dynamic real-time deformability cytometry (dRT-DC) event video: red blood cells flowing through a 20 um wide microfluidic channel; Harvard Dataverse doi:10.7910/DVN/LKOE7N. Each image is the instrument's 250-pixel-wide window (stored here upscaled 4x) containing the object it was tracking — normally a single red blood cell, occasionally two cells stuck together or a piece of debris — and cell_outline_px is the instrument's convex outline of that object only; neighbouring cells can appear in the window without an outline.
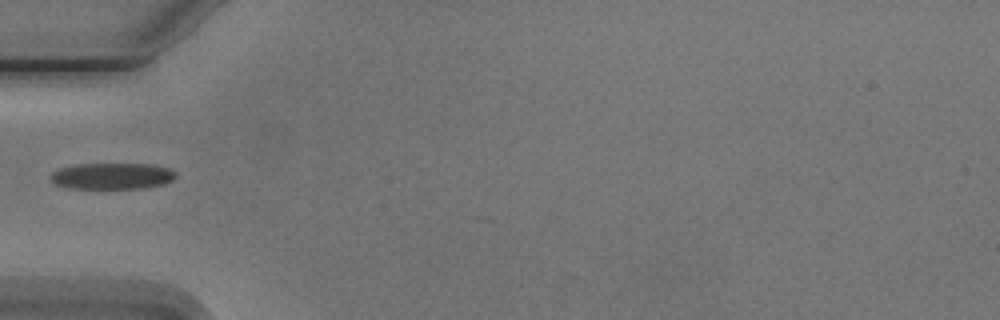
{"species": "Egyptian fruit bat (a non-hibernating species)", "species_latin": "Rousettus aegyptiacus", "temperature_condition": "cold", "stored_images_in_passage": 7, "camera_frame_rate_fps": 3000, "um_per_image_px": 0.085, "animal": {"sex": "male"}, "frame": {"image": 1, "passage_image": 6, "time_ms": 6.0, "image_size_px": [1000, 320], "cell_outline_px": [[176, 176], [172, 180], [164, 184], [144, 188], [68, 188], [56, 184], [48, 176], [52, 172], [60, 168], [72, 164], [152, 164], [172, 168], [176, 172]], "centroid_in_image_um": [9.55, 14.95], "position_along_channel_um": 75.5, "area_um2": 19.36}}
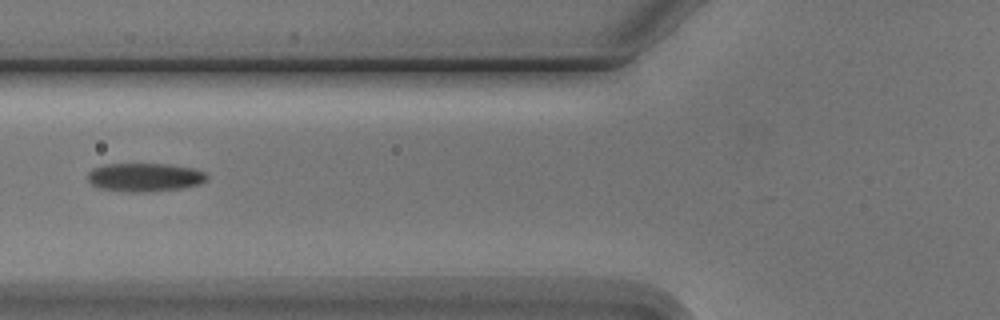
{"frame": {"image": 2, "passage_image": 7, "time_ms": 7.0, "image_size_px": [1000, 320], "cell_outline_px": [[208, 180], [200, 184], [184, 188], [148, 192], [124, 192], [100, 188], [92, 184], [88, 180], [88, 172], [92, 168], [104, 164], [168, 164], [196, 168], [204, 172], [208, 176]], "centroid_in_image_um": [12.33, 15.07], "position_along_channel_um": 113.5, "area_um2": 20.11}}